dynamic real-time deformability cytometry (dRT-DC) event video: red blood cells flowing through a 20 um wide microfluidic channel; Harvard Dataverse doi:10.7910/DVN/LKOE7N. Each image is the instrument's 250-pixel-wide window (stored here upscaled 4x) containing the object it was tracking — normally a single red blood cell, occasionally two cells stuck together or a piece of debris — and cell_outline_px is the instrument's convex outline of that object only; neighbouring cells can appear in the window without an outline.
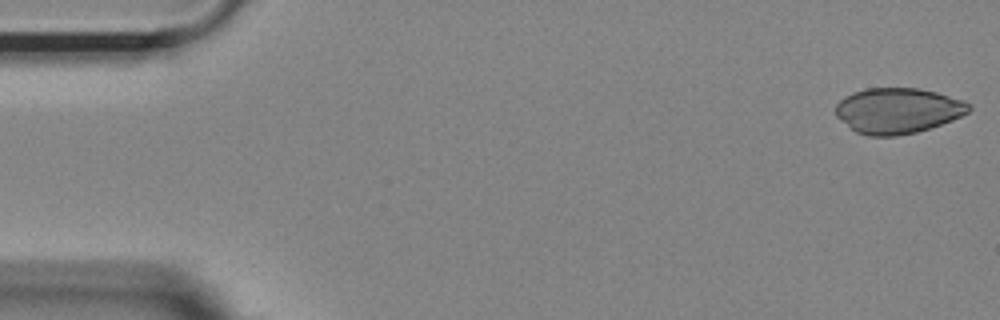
{"species": "Egyptian fruit bat (a non-hibernating species)", "species_latin": "Rousettus aegyptiacus", "temperature_condition": "room temperature", "stored_images_in_passage": 48, "camera_frame_rate_fps": 3000, "um_per_image_px": 0.085, "animal": {"sex": "female"}, "frame": {"image": 1, "passage_image": 1, "time_ms": 0.0, "image_size_px": [1000, 320], "cell_outline_px": [[972, 108], [968, 112], [952, 120], [916, 132], [896, 136], [868, 136], [856, 132], [840, 120], [836, 116], [836, 104], [844, 96], [852, 92], [868, 88], [920, 88], [936, 92], [964, 100], [972, 104]], "centroid_in_image_um": [76.31, 9.4], "position_along_channel_um": 8.7, "area_um2": 35.43}}